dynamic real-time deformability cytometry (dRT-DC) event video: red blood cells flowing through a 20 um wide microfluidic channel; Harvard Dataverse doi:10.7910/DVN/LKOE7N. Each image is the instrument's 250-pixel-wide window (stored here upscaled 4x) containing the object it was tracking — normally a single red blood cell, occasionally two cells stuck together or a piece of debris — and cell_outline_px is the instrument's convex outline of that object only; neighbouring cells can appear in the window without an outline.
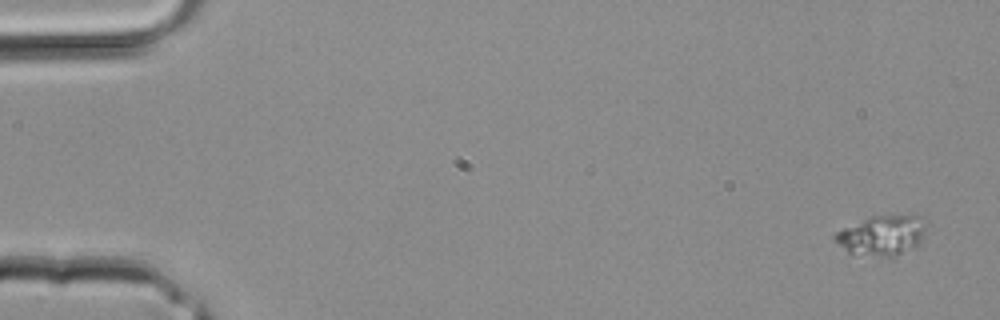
{"species": "common noctule bat (a hibernating species)", "species_latin": "Nyctalus noctula", "temperature_condition": "room temperature", "stored_images_in_passage": 3, "camera_frame_rate_fps": 3000, "um_per_image_px": 0.085, "animal": {"sex": "male", "body_mass_g": 20.4}, "frame": {"image": 1, "passage_image": 1, "time_ms": 0.0, "image_size_px": [1000, 320], "cell_outline_px": [[924, 236], [920, 248], [892, 256], [852, 256], [836, 240], [836, 232], [868, 216], [912, 212], [924, 216]], "centroid_in_image_um": [75.08, 19.97], "position_along_channel_um": 9.9, "area_um2": 22.25}}
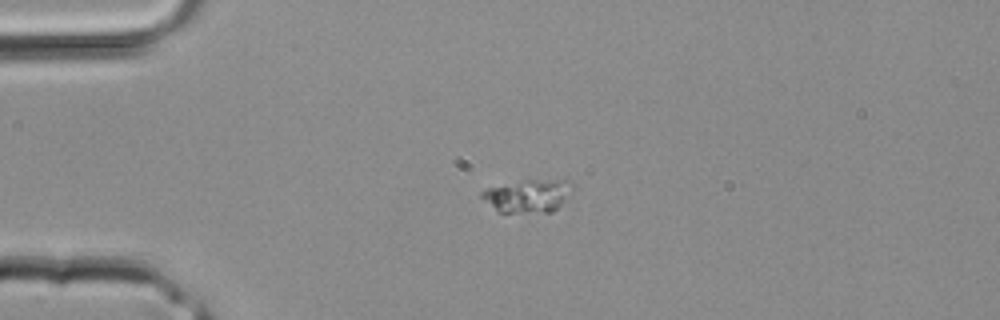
{"frame": {"image": 2, "passage_image": 3, "time_ms": 0.667, "image_size_px": [1000, 320], "cell_outline_px": [[576, 184], [560, 204], [552, 212], [500, 212], [480, 196], [480, 192], [488, 188], [528, 180], [572, 180]], "centroid_in_image_um": [44.92, 16.63], "position_along_channel_um": 40.1, "area_um2": 16.94}}